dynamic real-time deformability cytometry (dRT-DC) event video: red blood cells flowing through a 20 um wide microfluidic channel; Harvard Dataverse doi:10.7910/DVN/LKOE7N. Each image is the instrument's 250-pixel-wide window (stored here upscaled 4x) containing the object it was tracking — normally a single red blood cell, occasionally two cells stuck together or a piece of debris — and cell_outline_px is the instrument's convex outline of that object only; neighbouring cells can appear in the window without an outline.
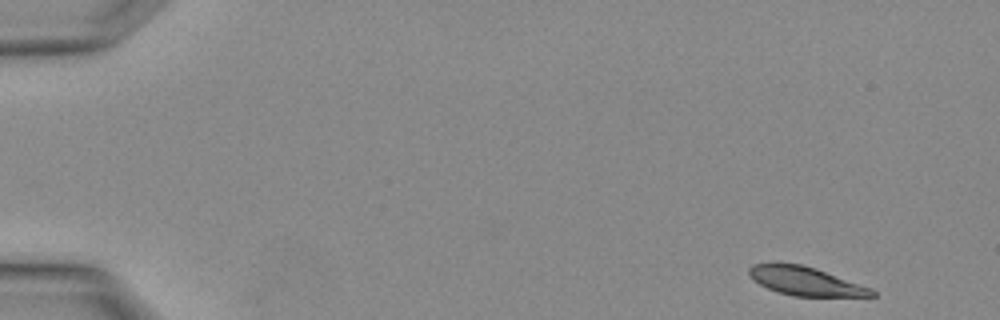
{"species": "Egyptian fruit bat (a non-hibernating species)", "species_latin": "Rousettus aegyptiacus", "temperature_condition": "warm", "stored_images_in_passage": 3, "camera_frame_rate_fps": 3000, "um_per_image_px": 0.085, "animal": {"sex": "female"}, "frame": {"image": 1, "passage_image": 1, "time_ms": 0.0, "image_size_px": [1000, 320], "cell_outline_px": [[876, 296], [792, 296], [776, 292], [760, 284], [748, 276], [748, 268], [752, 264], [776, 260], [800, 264], [816, 268], [872, 288], [876, 292]], "centroid_in_image_um": [68.39, 23.86], "position_along_channel_um": 16.6, "area_um2": 21.04}}
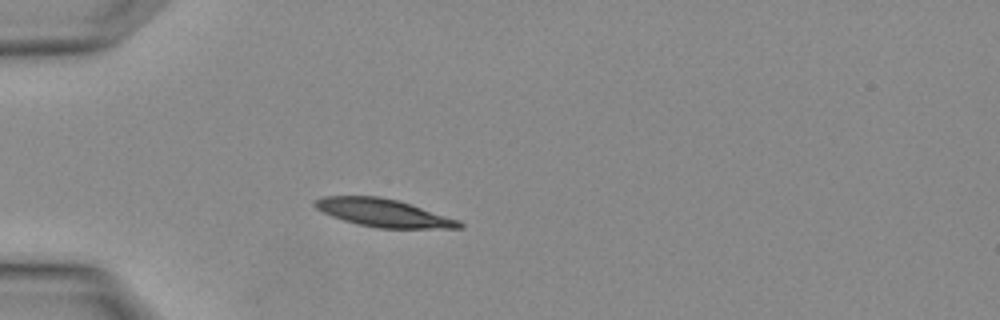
{"frame": {"image": 2, "passage_image": 3, "time_ms": 0.667, "image_size_px": [1000, 320], "cell_outline_px": [[464, 228], [380, 228], [360, 224], [344, 220], [332, 216], [316, 208], [312, 204], [316, 200], [324, 196], [380, 196], [396, 200], [460, 220], [464, 224]], "centroid_in_image_um": [32.61, 18.09], "position_along_channel_um": 52.4, "area_um2": 23.06}}